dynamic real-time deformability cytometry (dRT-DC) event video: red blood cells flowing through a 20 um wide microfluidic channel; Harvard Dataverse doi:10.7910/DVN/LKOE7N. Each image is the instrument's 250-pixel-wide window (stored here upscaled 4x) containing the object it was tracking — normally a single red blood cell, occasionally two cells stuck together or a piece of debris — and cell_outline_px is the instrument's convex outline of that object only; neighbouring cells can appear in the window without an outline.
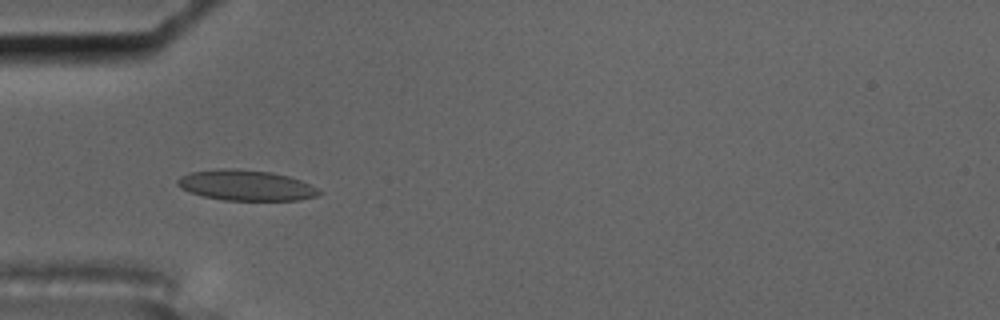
{"species": "common noctule bat (a hibernating species)", "species_latin": "Nyctalus noctula", "temperature_condition": "cold", "stored_images_in_passage": 7, "camera_frame_rate_fps": 3000, "um_per_image_px": 0.085, "animal": {"sex": "male", "body_mass_g": 17.5, "forearm_length_mm": 52.3}, "frame": {"image": 1, "passage_image": 5, "time_ms": 5.333, "image_size_px": [1000, 320], "cell_outline_px": [[324, 192], [316, 196], [300, 200], [224, 200], [204, 196], [180, 188], [176, 184], [176, 180], [180, 176], [192, 172], [224, 168], [232, 168], [272, 172], [288, 176], [300, 180]], "centroid_in_image_um": [20.91, 15.75], "position_along_channel_um": 64.1, "area_um2": 25.03}}